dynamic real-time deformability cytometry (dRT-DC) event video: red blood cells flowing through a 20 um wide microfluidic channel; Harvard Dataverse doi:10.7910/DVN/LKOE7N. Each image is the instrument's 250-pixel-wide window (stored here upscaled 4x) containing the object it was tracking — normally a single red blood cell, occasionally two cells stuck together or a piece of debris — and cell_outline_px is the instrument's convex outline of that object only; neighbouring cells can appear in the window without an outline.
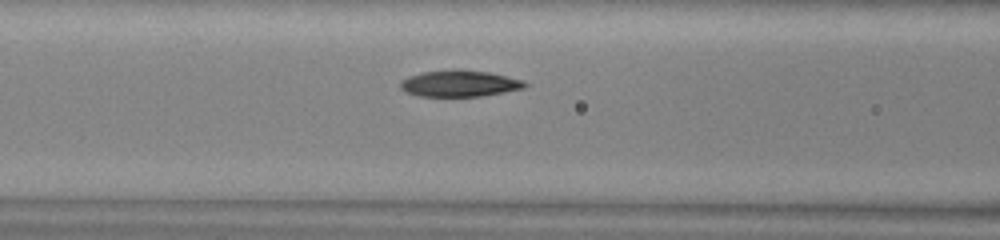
{"species": "common noctule bat (a hibernating species)", "species_latin": "Nyctalus noctula", "temperature_condition": "warm", "stored_images_in_passage": 30, "camera_frame_rate_fps": 3000, "um_per_image_px": 0.085, "animal": {"sex": "male", "body_mass_g": 13.0, "forearm_length_mm": 53.1}, "frame": {"image": 1, "passage_image": 10, "time_ms": 3.0, "image_size_px": [1000, 240], "cell_outline_px": [[528, 84], [524, 88], [504, 92], [480, 96], [420, 96], [408, 92], [400, 88], [400, 80], [408, 76], [424, 72], [452, 68], [488, 72], [524, 80]], "centroid_in_image_um": [39.05, 7.08], "position_along_channel_um": 127.5, "area_um2": 19.19}}
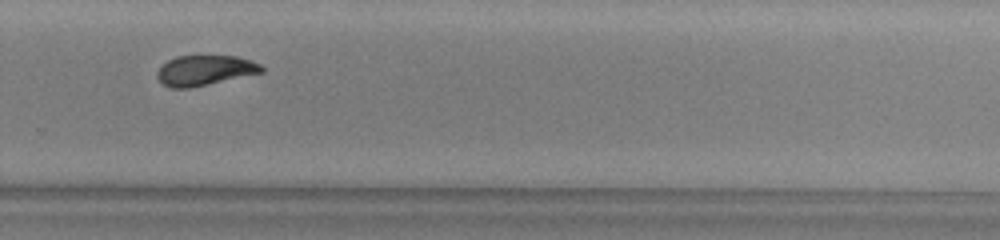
{"frame": {"image": 2, "passage_image": 24, "time_ms": 7.667, "image_size_px": [1000, 240], "cell_outline_px": [[264, 72], [208, 84], [188, 88], [168, 88], [156, 76], [156, 72], [168, 60], [176, 56], [236, 56], [260, 64], [264, 68]], "centroid_in_image_um": [17.4, 5.98], "position_along_channel_um": 312.4, "area_um2": 18.15}}
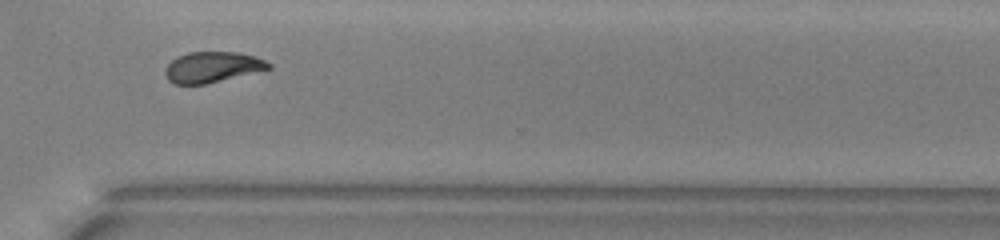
{"frame": {"image": 3, "passage_image": 27, "time_ms": 8.667, "image_size_px": [1000, 240], "cell_outline_px": [[272, 68], [204, 84], [172, 84], [164, 76], [164, 68], [176, 56], [188, 52], [240, 52], [256, 56], [272, 64]], "centroid_in_image_um": [18.01, 5.69], "position_along_channel_um": 352.6, "area_um2": 18.61}, "authors_computed_cell_mechanics": {"area_um2": 19.363, "velocity_mm_per_s": 3.9738, "shape_relaxation_time_tau1_ms": 4.4182, "shape_relaxation_time_tau2_ms": 2.4013, "deformation_change_tau1": 0.1595, "deformation_change_tau2": 0.0824}}